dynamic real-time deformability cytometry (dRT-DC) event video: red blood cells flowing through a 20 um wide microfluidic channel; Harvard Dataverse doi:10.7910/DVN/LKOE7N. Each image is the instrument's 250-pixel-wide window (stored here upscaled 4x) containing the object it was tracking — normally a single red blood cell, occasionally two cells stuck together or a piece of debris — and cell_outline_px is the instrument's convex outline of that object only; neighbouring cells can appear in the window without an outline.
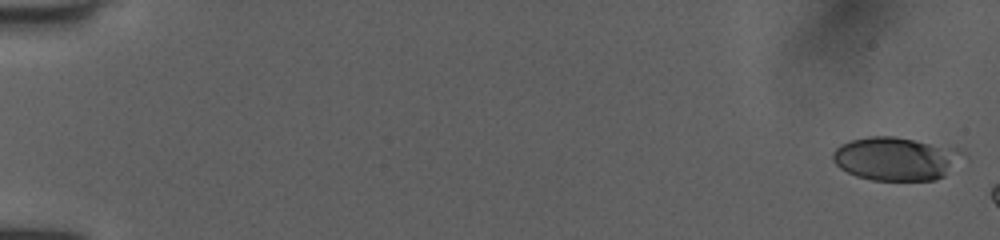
{"species": "human", "species_latin": "Homo sapiens", "temperature_condition": "room temperature", "stored_images_in_passage": 8, "camera_frame_rate_fps": 3000, "um_per_image_px": 0.085, "donor": {"sex": "female"}, "frame": {"image": 1, "passage_image": 1, "time_ms": 0.0, "image_size_px": [1000, 240], "cell_outline_px": [[968, 156], [944, 176], [936, 180], [872, 180], [856, 176], [840, 168], [832, 160], [832, 152], [840, 144], [852, 140], [868, 136], [896, 136], [956, 148], [964, 152]], "centroid_in_image_um": [76.18, 13.48], "position_along_channel_um": 8.8, "area_um2": 33.23}}